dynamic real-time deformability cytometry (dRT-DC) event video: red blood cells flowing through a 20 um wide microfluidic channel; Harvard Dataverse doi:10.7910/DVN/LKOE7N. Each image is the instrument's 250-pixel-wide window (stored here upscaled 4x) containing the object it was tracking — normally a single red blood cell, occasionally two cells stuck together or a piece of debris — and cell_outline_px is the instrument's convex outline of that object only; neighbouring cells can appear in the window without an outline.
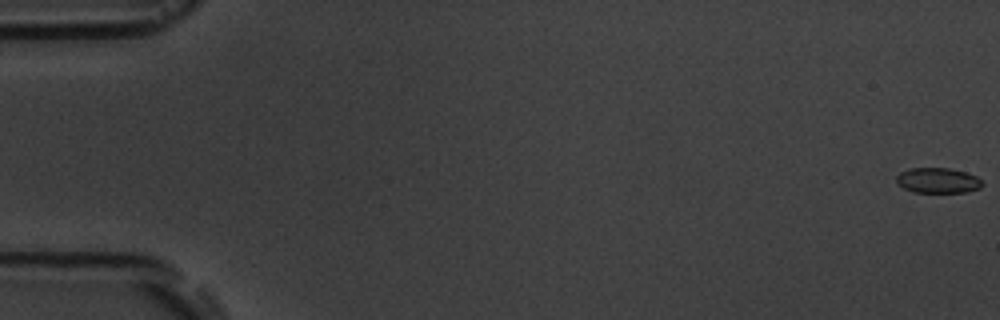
{"species": "common noctule bat (a hibernating species)", "species_latin": "Nyctalus noctula", "temperature_condition": "room temperature", "stored_images_in_passage": 6, "camera_frame_rate_fps": 3000, "um_per_image_px": 0.085, "animal": {"sex": "male", "body_mass_g": 19.5, "forearm_length_mm": 54.6}, "frame": {"image": 1, "passage_image": 1, "time_ms": 0.0, "image_size_px": [1000, 320], "cell_outline_px": [[984, 184], [980, 188], [968, 192], [912, 192], [896, 184], [896, 176], [900, 172], [908, 168], [948, 168], [964, 172], [976, 176]], "centroid_in_image_um": [79.68, 15.34], "position_along_channel_um": 5.3, "area_um2": 12.72}}
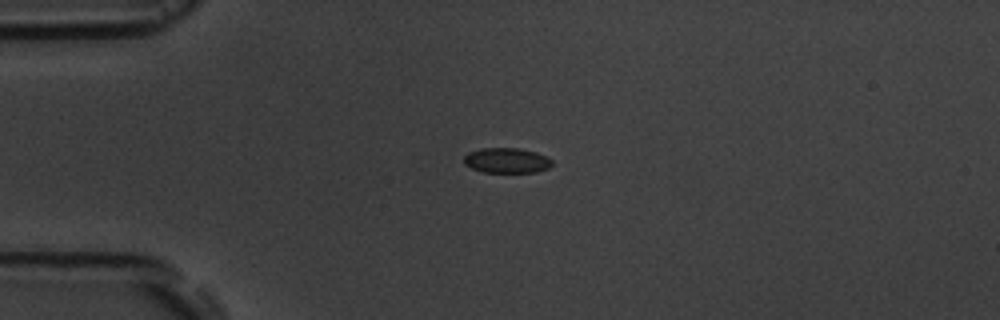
{"frame": {"image": 2, "passage_image": 5, "time_ms": 4.667, "image_size_px": [1000, 320], "cell_outline_px": [[552, 164], [548, 168], [536, 172], [484, 172], [472, 168], [464, 164], [464, 156], [468, 152], [480, 148], [520, 148], [536, 152], [552, 160]], "centroid_in_image_um": [43.05, 13.63], "position_along_channel_um": 42.0, "area_um2": 12.89}}